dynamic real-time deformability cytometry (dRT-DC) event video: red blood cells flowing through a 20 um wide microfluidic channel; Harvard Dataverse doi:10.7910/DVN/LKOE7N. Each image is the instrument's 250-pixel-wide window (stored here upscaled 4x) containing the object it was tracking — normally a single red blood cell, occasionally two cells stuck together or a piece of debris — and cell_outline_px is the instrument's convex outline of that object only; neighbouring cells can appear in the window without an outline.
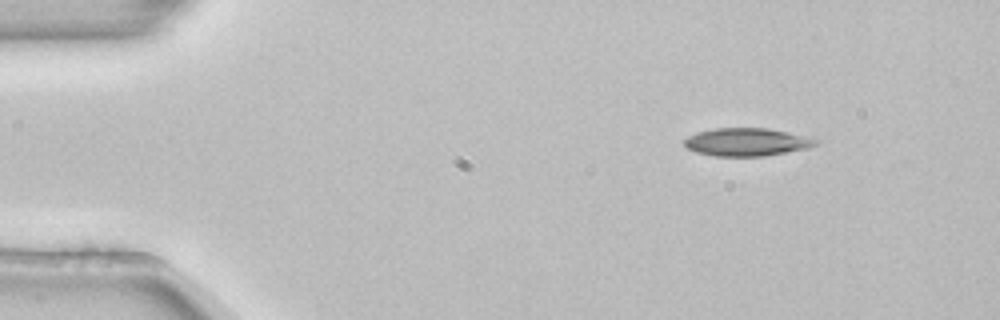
{"species": "common noctule bat (a hibernating species)", "species_latin": "Nyctalus noctula", "temperature_condition": "room temperature", "stored_images_in_passage": 4, "camera_frame_rate_fps": 3000, "um_per_image_px": 0.085, "animal": {"sex": "female", "body_mass_g": 22.7, "forearm_length_mm": 54.2}, "frame": {"image": 1, "passage_image": 1, "time_ms": 0.0, "image_size_px": [1000, 320], "cell_outline_px": [[820, 144], [808, 148], [764, 156], [716, 156], [696, 152], [688, 148], [684, 144], [684, 140], [688, 136], [696, 132], [712, 128], [768, 128], [788, 132], [820, 140]], "centroid_in_image_um": [63.48, 12.06], "position_along_channel_um": 21.5, "area_um2": 21.44}}
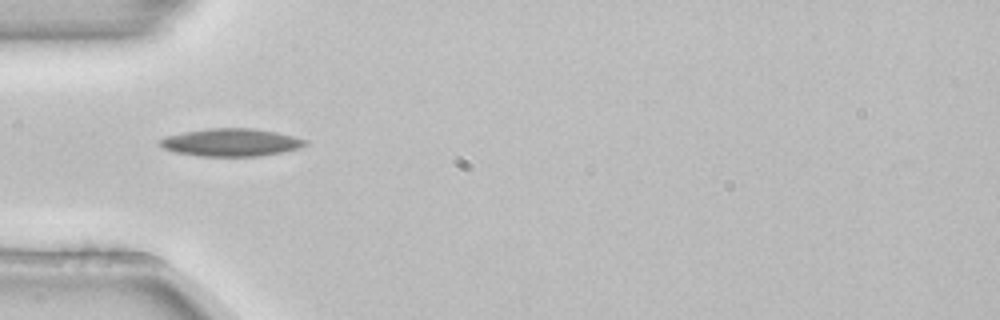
{"frame": {"image": 2, "passage_image": 3, "time_ms": 0.667, "image_size_px": [1000, 320], "cell_outline_px": [[308, 144], [300, 148], [260, 156], [204, 156], [176, 152], [164, 148], [156, 140], [168, 136], [184, 132], [208, 128], [252, 128], [276, 132], [308, 140]], "centroid_in_image_um": [19.66, 12.1], "position_along_channel_um": 65.3, "area_um2": 23.29}}